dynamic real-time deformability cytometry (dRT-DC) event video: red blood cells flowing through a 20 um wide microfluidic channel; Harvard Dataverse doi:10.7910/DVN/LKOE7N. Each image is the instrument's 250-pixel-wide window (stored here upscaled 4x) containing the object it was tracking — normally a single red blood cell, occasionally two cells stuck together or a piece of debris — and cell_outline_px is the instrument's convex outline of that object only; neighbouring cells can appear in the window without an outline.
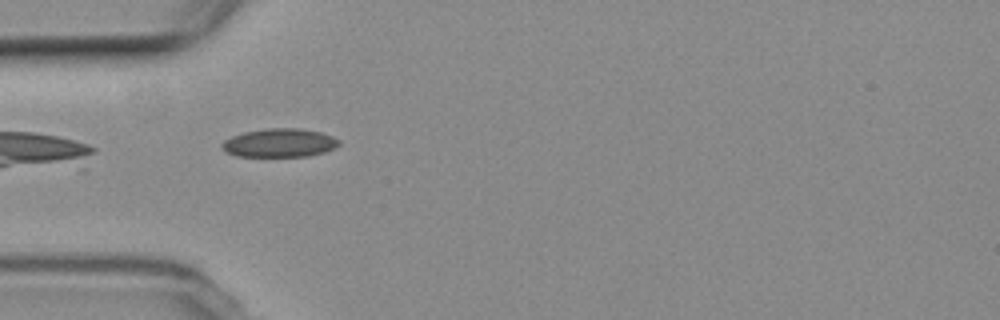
{"species": "common noctule bat (a hibernating species)", "species_latin": "Nyctalus noctula", "temperature_condition": "room temperature", "stored_images_in_passage": 9, "camera_frame_rate_fps": 3000, "um_per_image_px": 0.085, "animal": {"sex": "female", "body_mass_g": 19.3, "forearm_length_mm": 54.1}, "frame": {"image": 1, "passage_image": 5, "time_ms": 4.667, "image_size_px": [1000, 320], "cell_outline_px": [[340, 144], [324, 152], [308, 156], [236, 156], [220, 148], [220, 144], [224, 140], [232, 136], [244, 132], [264, 128], [300, 128], [320, 132], [332, 136], [340, 140]], "centroid_in_image_um": [23.73, 12.13], "position_along_channel_um": 61.3, "area_um2": 19.48}}
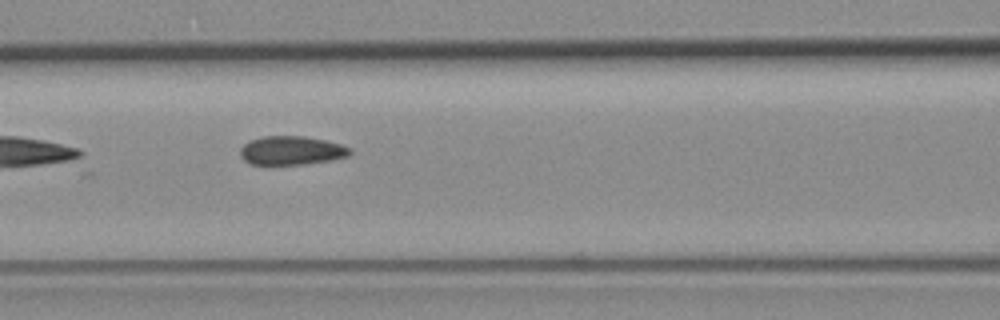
{"frame": {"image": 2, "passage_image": 7, "time_ms": 7.0, "image_size_px": [1000, 320], "cell_outline_px": [[352, 152], [348, 156], [332, 160], [304, 164], [252, 164], [244, 160], [240, 156], [240, 148], [248, 140], [260, 136], [304, 136], [324, 140], [340, 144], [352, 148]], "centroid_in_image_um": [24.77, 12.78], "position_along_channel_um": 141.8, "area_um2": 18.5}}
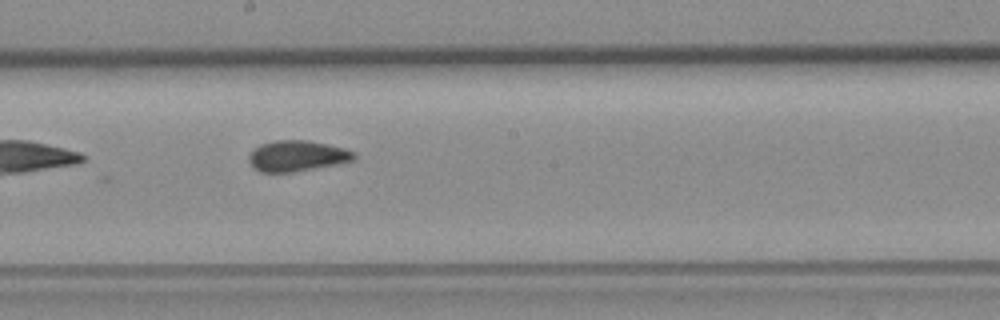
{"frame": {"image": 3, "passage_image": 9, "time_ms": 9.333, "image_size_px": [1000, 320], "cell_outline_px": [[356, 156], [352, 160], [336, 164], [296, 172], [260, 172], [248, 160], [248, 156], [252, 148], [260, 144], [276, 140], [308, 140], [328, 144], [344, 148], [356, 152]], "centroid_in_image_um": [25.23, 13.24], "position_along_channel_um": 223.0, "area_um2": 18.96}}